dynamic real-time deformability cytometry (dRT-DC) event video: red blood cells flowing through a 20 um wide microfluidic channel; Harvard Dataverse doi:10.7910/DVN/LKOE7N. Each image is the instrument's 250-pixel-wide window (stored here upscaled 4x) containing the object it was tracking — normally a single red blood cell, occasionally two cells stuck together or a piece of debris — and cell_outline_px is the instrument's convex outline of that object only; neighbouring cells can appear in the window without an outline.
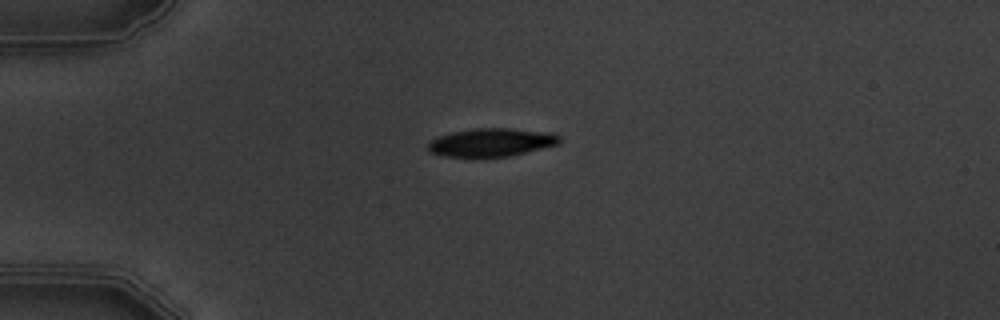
{"species": "common noctule bat (a hibernating species)", "species_latin": "Nyctalus noctula", "temperature_condition": "warm", "stored_images_in_passage": 2, "camera_frame_rate_fps": 3000, "um_per_image_px": 0.085, "animal": {"sex": "male", "body_mass_g": 19.5, "forearm_length_mm": 54.6}, "frame": {"image": 1, "passage_image": 1, "time_ms": 0.0, "image_size_px": [1000, 320], "cell_outline_px": [[560, 144], [508, 156], [440, 156], [428, 152], [428, 144], [436, 136], [452, 132], [476, 128], [508, 128], [552, 132], [560, 136]], "centroid_in_image_um": [41.76, 12.09], "position_along_channel_um": 43.2, "area_um2": 21.56}}